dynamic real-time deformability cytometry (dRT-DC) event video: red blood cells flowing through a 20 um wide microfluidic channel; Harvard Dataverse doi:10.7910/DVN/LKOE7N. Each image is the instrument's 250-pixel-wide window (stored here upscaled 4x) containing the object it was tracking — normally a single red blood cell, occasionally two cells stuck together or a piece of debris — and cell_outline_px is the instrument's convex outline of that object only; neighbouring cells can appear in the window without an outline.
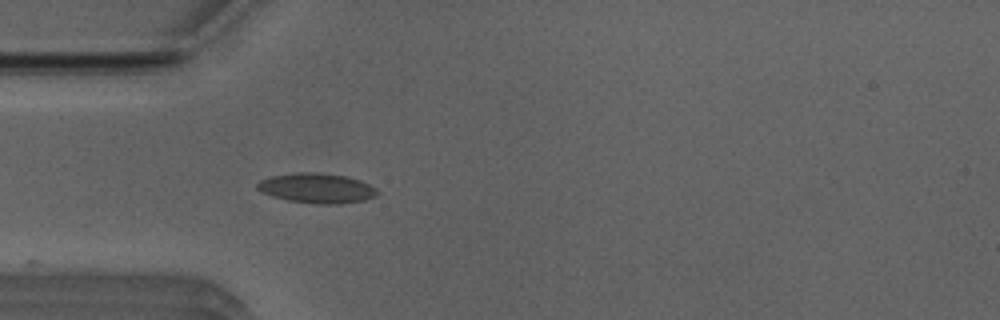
{"species": "Egyptian fruit bat (a non-hibernating species)", "species_latin": "Rousettus aegyptiacus", "temperature_condition": "room temperature", "stored_images_in_passage": 10, "camera_frame_rate_fps": 3000, "um_per_image_px": 0.085, "animal": {"sex": "male"}, "frame": {"image": 1, "passage_image": 1, "time_ms": 0.0, "image_size_px": [1000, 320], "cell_outline_px": [[380, 192], [376, 196], [364, 200], [340, 204], [316, 204], [288, 200], [272, 196], [260, 192], [256, 188], [256, 184], [260, 180], [272, 176], [300, 172], [316, 172], [344, 176], [360, 180], [376, 188]], "centroid_in_image_um": [26.92, 16.0], "position_along_channel_um": 58.1, "area_um2": 20.92}}